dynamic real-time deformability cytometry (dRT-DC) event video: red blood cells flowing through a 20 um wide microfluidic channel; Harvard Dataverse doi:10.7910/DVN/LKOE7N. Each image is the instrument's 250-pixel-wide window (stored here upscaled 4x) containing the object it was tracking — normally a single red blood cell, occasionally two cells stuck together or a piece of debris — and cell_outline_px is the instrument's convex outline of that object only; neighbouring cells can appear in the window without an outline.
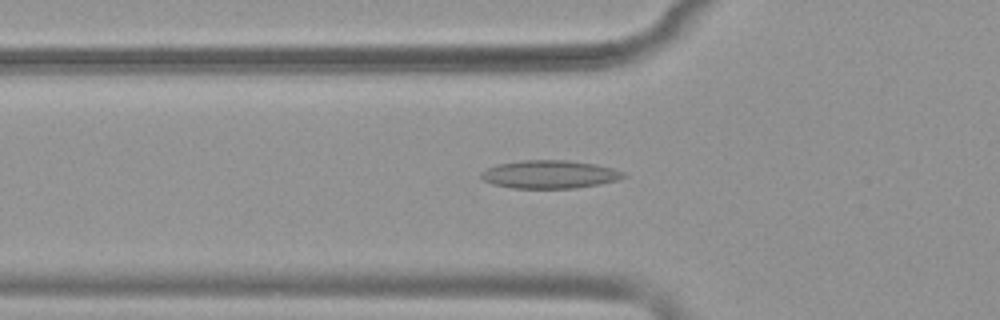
{"species": "common noctule bat (a hibernating species)", "species_latin": "Nyctalus noctula", "temperature_condition": "warm", "stored_images_in_passage": 49, "camera_frame_rate_fps": 3000, "um_per_image_px": 0.085, "animal": {"sex": "female", "body_mass_g": 19.9}, "frame": {"image": 1, "passage_image": 15, "time_ms": 4.667, "image_size_px": [1000, 320], "cell_outline_px": [[628, 176], [616, 180], [600, 184], [576, 188], [512, 188], [492, 184], [484, 180], [480, 176], [480, 172], [496, 164], [524, 160], [568, 160], [596, 164], [612, 168], [624, 172]], "centroid_in_image_um": [46.72, 14.82], "position_along_channel_um": 79.1, "area_um2": 23.41}}
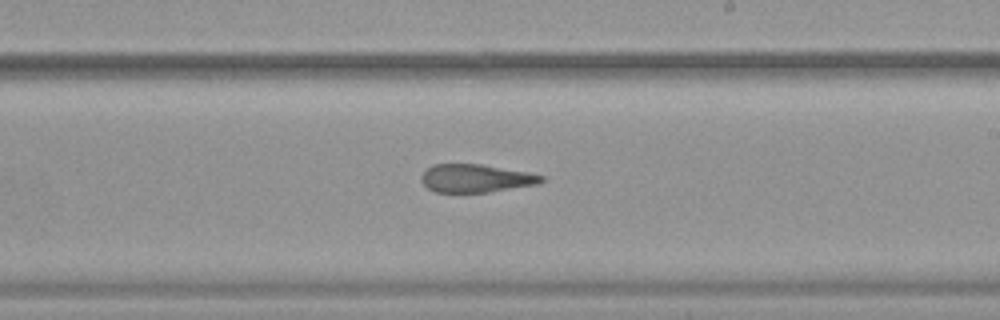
{"frame": {"image": 2, "passage_image": 28, "time_ms": 9.0, "image_size_px": [1000, 320], "cell_outline_px": [[544, 180], [540, 184], [488, 192], [436, 192], [428, 188], [420, 180], [420, 176], [432, 164], [480, 164], [528, 172], [544, 176]], "centroid_in_image_um": [40.45, 15.15], "position_along_channel_um": 248.5, "area_um2": 19.65}}
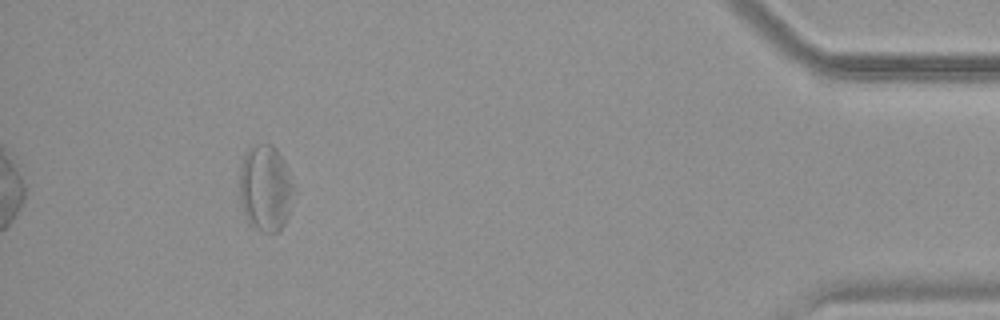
{"frame": {"image": 3, "passage_image": 45, "time_ms": 14.667, "image_size_px": [1000, 320], "cell_outline_px": [[296, 188], [288, 216], [284, 224], [276, 232], [264, 232], [256, 228], [248, 220], [244, 212], [240, 200], [240, 164], [244, 152], [252, 144], [272, 144], [276, 148], [284, 160]], "centroid_in_image_um": [22.58, 15.94], "position_along_channel_um": 412.6, "area_um2": 27.63}, "authors_computed_cell_mechanics": {"area_um2": 23.5246, "velocity_mm_per_s": 3.9052, "shape_relaxation_time_tau1_ms": null, "shape_relaxation_time_tau2_ms": 4.9677, "deformation_change_tau1": null, "deformation_change_tau2": 0.166}}